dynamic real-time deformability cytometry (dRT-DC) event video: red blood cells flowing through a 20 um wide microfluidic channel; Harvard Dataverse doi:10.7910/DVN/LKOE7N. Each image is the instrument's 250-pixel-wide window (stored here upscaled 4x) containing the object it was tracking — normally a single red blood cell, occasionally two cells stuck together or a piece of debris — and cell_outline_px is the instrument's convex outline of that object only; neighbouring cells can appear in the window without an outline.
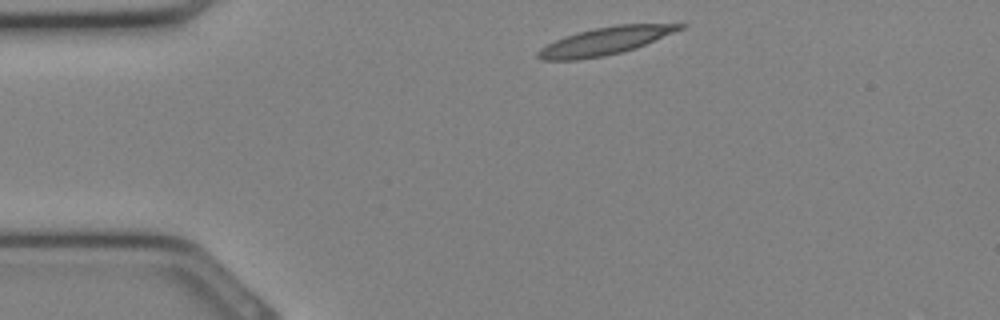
{"species": "Egyptian fruit bat (a non-hibernating species)", "species_latin": "Rousettus aegyptiacus", "temperature_condition": "cold", "stored_images_in_passage": 27, "camera_frame_rate_fps": 3000, "um_per_image_px": 0.085, "animal": {"sex": "female"}, "frame": {"image": 1, "passage_image": 1, "time_ms": 0.0, "image_size_px": [1000, 320], "cell_outline_px": [[688, 24], [684, 28], [644, 44], [620, 52], [604, 56], [576, 60], [540, 60], [536, 56], [536, 52], [540, 48], [564, 36], [576, 32], [616, 24]], "centroid_in_image_um": [51.37, 3.49], "position_along_channel_um": 33.6, "area_um2": 22.48}}
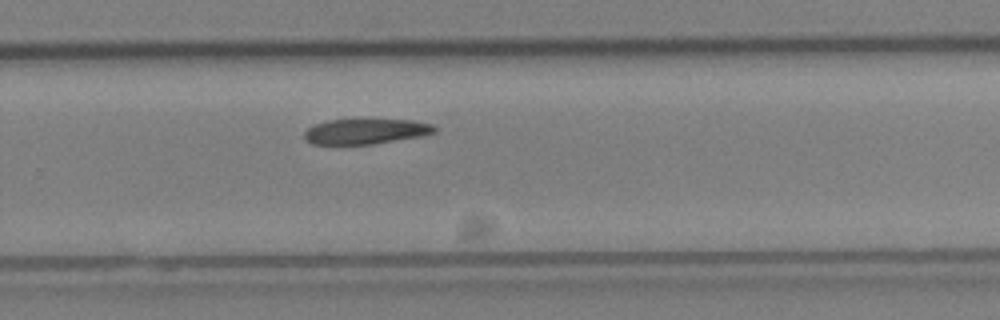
{"frame": {"image": 2, "passage_image": 16, "time_ms": 5.0, "image_size_px": [1000, 320], "cell_outline_px": [[436, 132], [420, 136], [372, 144], [312, 144], [304, 140], [304, 132], [312, 124], [328, 120], [368, 116], [372, 116], [412, 120], [432, 124], [436, 128]], "centroid_in_image_um": [31.06, 11.1], "position_along_channel_um": 298.7, "area_um2": 20.35}}
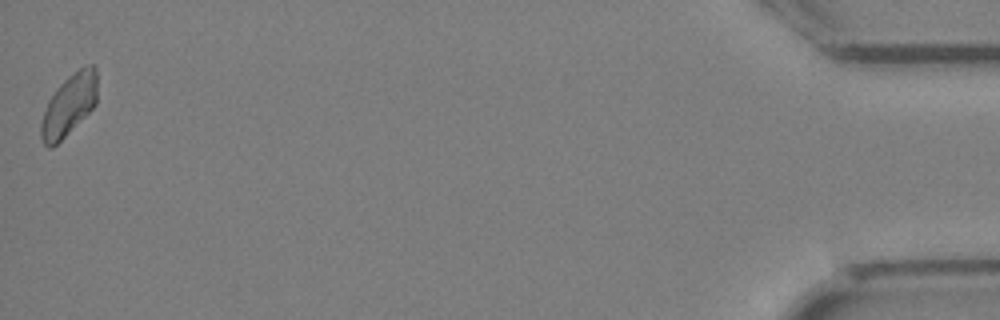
{"frame": {"image": 3, "passage_image": 27, "time_ms": 8.667, "image_size_px": [1000, 320], "cell_outline_px": [[96, 104], [52, 148], [48, 148], [44, 144], [40, 136], [40, 124], [48, 100], [56, 88], [68, 76], [80, 68], [88, 64], [96, 64]], "centroid_in_image_um": [5.84, 8.9], "position_along_channel_um": 429.4, "area_um2": 19.83}}